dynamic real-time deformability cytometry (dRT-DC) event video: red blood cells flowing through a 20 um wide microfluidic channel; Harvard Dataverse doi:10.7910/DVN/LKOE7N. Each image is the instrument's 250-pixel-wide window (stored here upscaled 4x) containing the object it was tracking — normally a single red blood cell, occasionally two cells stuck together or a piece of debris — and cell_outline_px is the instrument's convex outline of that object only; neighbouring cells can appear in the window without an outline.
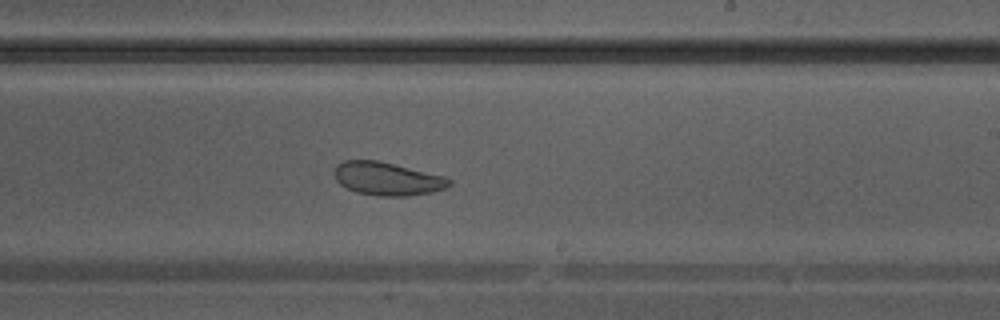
{"species": "Egyptian fruit bat (a non-hibernating species)", "species_latin": "Rousettus aegyptiacus", "temperature_condition": "warm", "stored_images_in_passage": 40, "camera_frame_rate_fps": 3000, "um_per_image_px": 0.085, "animal": {"sex": "male"}, "frame": {"image": 1, "passage_image": 23, "time_ms": 7.333, "image_size_px": [1000, 320], "cell_outline_px": [[452, 184], [444, 188], [432, 192], [408, 196], [376, 196], [356, 192], [340, 184], [336, 180], [336, 164], [344, 160], [380, 160], [444, 176], [452, 180]], "centroid_in_image_um": [32.93, 15.19], "position_along_channel_um": 256.1, "area_um2": 22.25}}